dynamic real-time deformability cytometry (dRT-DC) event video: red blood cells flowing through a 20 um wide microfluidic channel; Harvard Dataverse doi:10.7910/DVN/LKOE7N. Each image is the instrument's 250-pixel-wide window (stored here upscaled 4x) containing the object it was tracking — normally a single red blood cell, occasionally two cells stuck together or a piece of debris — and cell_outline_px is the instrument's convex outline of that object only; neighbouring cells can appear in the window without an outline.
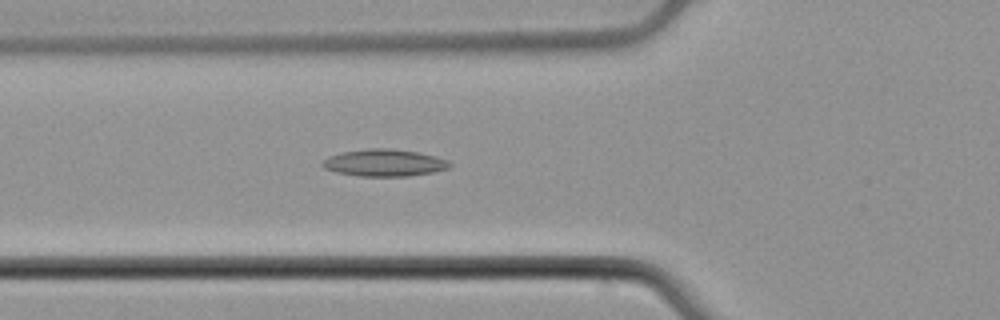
{"species": "common noctule bat (a hibernating species)", "species_latin": "Nyctalus noctula", "temperature_condition": "cold", "stored_images_in_passage": 42, "camera_frame_rate_fps": 3000, "um_per_image_px": 0.085, "animal": {"sex": "male", "body_mass_g": 21.5, "forearm_length_mm": 52.0}, "frame": {"image": 1, "passage_image": 11, "time_ms": 3.333, "image_size_px": [1000, 320], "cell_outline_px": [[452, 164], [448, 168], [432, 172], [408, 176], [360, 176], [336, 172], [324, 168], [320, 164], [328, 156], [340, 152], [368, 148], [388, 148], [416, 152], [436, 156], [448, 160]], "centroid_in_image_um": [32.64, 13.83], "position_along_channel_um": 93.2, "area_um2": 20.06}}
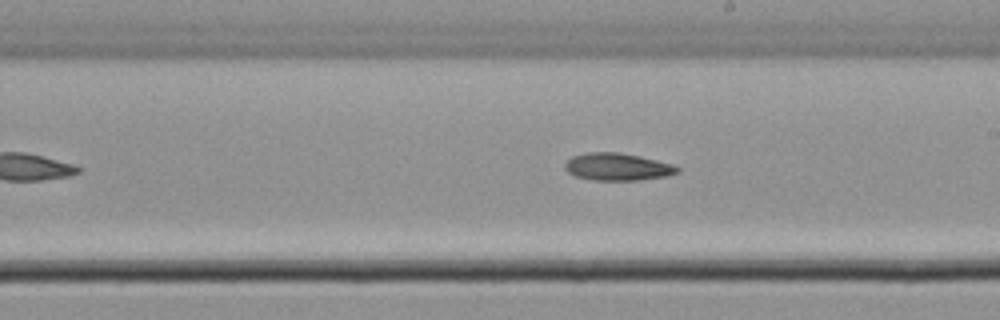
{"frame": {"image": 2, "passage_image": 22, "time_ms": 7.0, "image_size_px": [1000, 320], "cell_outline_px": [[680, 172], [668, 176], [640, 180], [592, 180], [576, 176], [568, 172], [564, 168], [564, 164], [572, 156], [588, 152], [616, 152], [640, 156], [672, 164], [680, 168]], "centroid_in_image_um": [52.5, 14.18], "position_along_channel_um": 236.5, "area_um2": 17.98}}
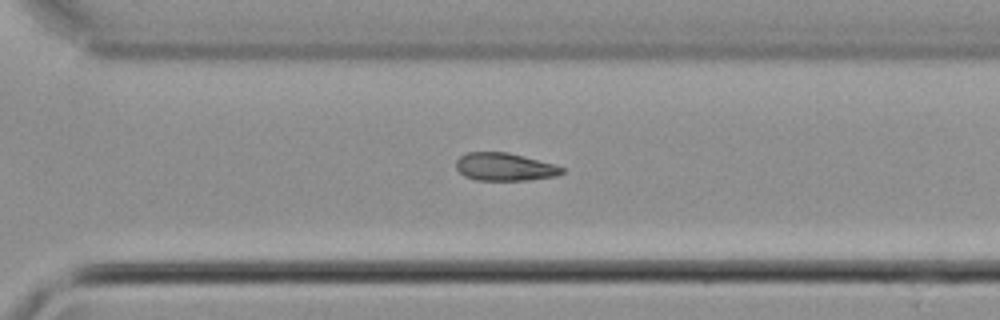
{"frame": {"image": 3, "passage_image": 29, "time_ms": 9.333, "image_size_px": [1000, 320], "cell_outline_px": [[564, 172], [556, 176], [528, 180], [476, 180], [464, 176], [456, 168], [456, 160], [464, 152], [508, 152], [556, 164], [564, 168]], "centroid_in_image_um": [42.9, 14.18], "position_along_channel_um": 327.7, "area_um2": 17.34}}